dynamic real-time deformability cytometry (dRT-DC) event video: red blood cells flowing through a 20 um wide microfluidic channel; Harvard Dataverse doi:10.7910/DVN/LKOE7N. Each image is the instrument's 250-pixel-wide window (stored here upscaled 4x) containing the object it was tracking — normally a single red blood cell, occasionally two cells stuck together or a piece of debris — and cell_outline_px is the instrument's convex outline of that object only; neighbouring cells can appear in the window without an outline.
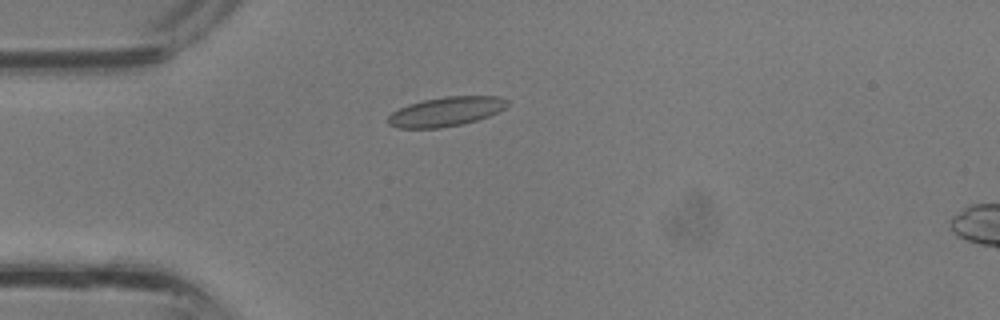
{"species": "common noctule bat (a hibernating species)", "species_latin": "Nyctalus noctula", "temperature_condition": "room temperature", "stored_images_in_passage": 11, "camera_frame_rate_fps": 3000, "um_per_image_px": 0.085, "animal": {"sex": "male", "body_mass_g": 13.3}, "frame": {"image": 1, "passage_image": 1, "time_ms": 0.0, "image_size_px": [1000, 320], "cell_outline_px": [[508, 104], [504, 108], [488, 116], [476, 120], [460, 124], [440, 128], [396, 128], [388, 124], [388, 116], [392, 112], [408, 104], [424, 100], [444, 96], [500, 96], [508, 100]], "centroid_in_image_um": [37.88, 9.48], "position_along_channel_um": 47.1, "area_um2": 20.29}}
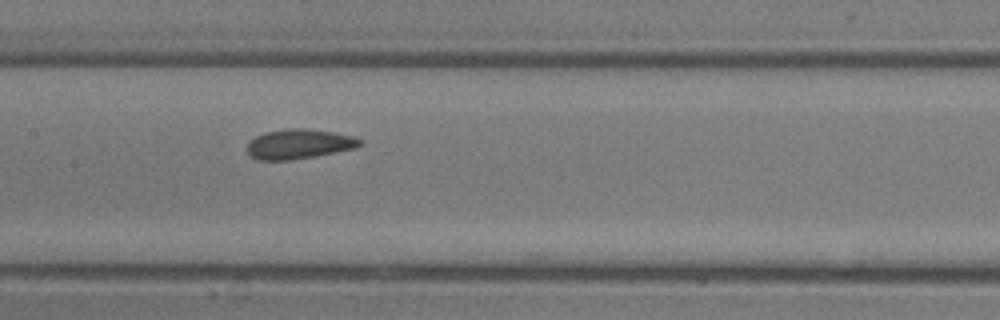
{"frame": {"image": 2, "passage_image": 9, "time_ms": 2.667, "image_size_px": [1000, 320], "cell_outline_px": [[360, 144], [356, 148], [336, 152], [292, 160], [256, 160], [248, 156], [244, 148], [256, 136], [264, 132], [288, 128], [304, 128], [336, 132], [352, 136], [360, 140]], "centroid_in_image_um": [25.34, 12.25], "position_along_channel_um": 182.1, "area_um2": 19.71}}